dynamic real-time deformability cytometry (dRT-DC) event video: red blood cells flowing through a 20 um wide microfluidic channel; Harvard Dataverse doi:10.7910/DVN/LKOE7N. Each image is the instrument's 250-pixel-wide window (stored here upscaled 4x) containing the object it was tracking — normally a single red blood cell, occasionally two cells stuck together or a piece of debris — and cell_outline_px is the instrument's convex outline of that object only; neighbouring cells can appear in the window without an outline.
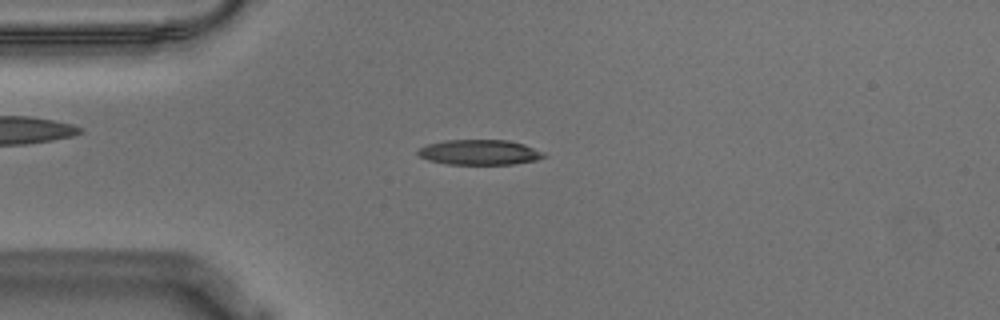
{"species": "Egyptian fruit bat (a non-hibernating species)", "species_latin": "Rousettus aegyptiacus", "temperature_condition": "warm", "stored_images_in_passage": 45, "camera_frame_rate_fps": 3000, "um_per_image_px": 0.085, "animal": {"sex": "male"}, "frame": {"image": 1, "passage_image": 3, "time_ms": 0.667, "image_size_px": [1000, 320], "cell_outline_px": [[548, 156], [536, 160], [512, 164], [448, 164], [428, 160], [420, 156], [416, 152], [420, 148], [428, 144], [444, 140], [508, 140], [524, 144], [544, 152]], "centroid_in_image_um": [40.78, 12.94], "position_along_channel_um": 44.2, "area_um2": 18.44}}
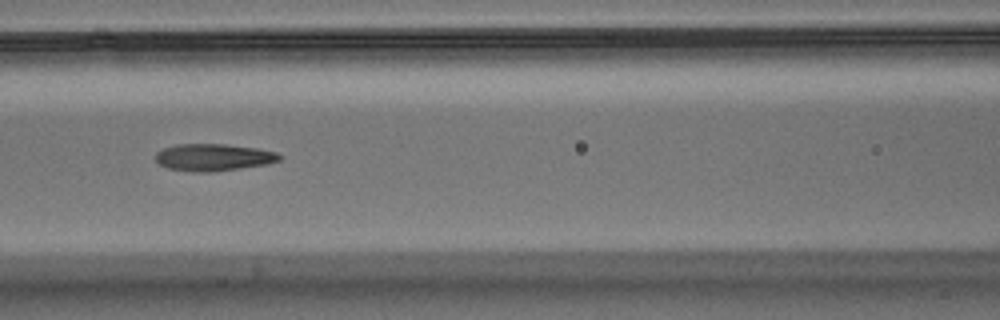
{"frame": {"image": 2, "passage_image": 13, "time_ms": 4.0, "image_size_px": [1000, 320], "cell_outline_px": [[284, 156], [280, 160], [268, 164], [212, 172], [192, 172], [168, 168], [160, 164], [156, 160], [156, 152], [164, 148], [176, 144], [224, 144], [256, 148], [276, 152]], "centroid_in_image_um": [18.16, 13.37], "position_along_channel_um": 148.4, "area_um2": 19.59}}
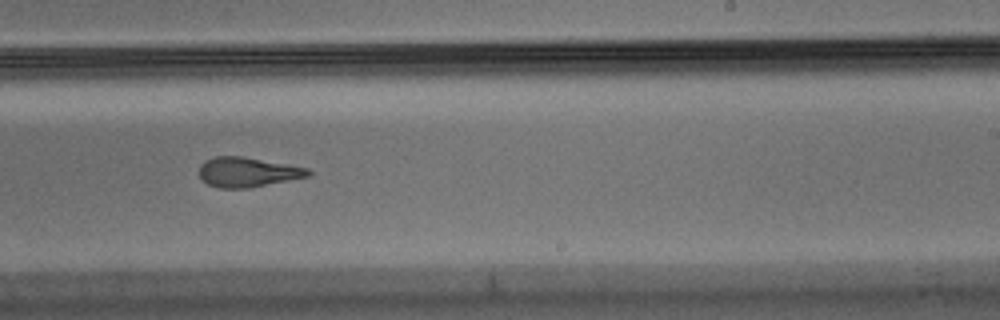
{"frame": {"image": 3, "passage_image": 23, "time_ms": 7.333, "image_size_px": [1000, 320], "cell_outline_px": [[312, 172], [308, 176], [248, 188], [220, 188], [208, 184], [200, 180], [196, 172], [200, 164], [204, 160], [216, 156], [244, 156], [308, 168]], "centroid_in_image_um": [20.95, 14.62], "position_along_channel_um": 268.1, "area_um2": 19.07}, "authors_computed_cell_mechanics": {"area_um2": 19.7098, "velocity_mm_per_s": 3.5962, "shape_relaxation_time_tau1_ms": null, "shape_relaxation_time_tau2_ms": 2.5108, "deformation_change_tau1": null, "deformation_change_tau2": 0.1224}}